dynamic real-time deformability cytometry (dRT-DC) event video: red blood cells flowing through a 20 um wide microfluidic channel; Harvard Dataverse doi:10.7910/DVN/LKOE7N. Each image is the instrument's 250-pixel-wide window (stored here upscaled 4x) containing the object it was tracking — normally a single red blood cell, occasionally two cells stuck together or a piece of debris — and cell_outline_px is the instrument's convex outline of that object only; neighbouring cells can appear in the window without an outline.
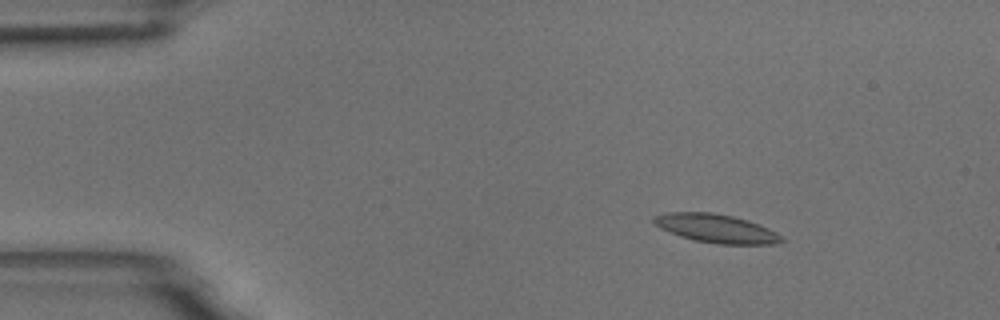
{"species": "common noctule bat (a hibernating species)", "species_latin": "Nyctalus noctula", "temperature_condition": "room temperature", "stored_images_in_passage": 5, "camera_frame_rate_fps": 3000, "um_per_image_px": 0.085, "animal": {"sex": "male", "body_mass_g": 18.8}, "frame": {"image": 1, "passage_image": 3, "time_ms": 2.333, "image_size_px": [1000, 320], "cell_outline_px": [[788, 240], [776, 244], [720, 244], [692, 240], [680, 236], [660, 228], [652, 220], [652, 216], [668, 212], [712, 212], [732, 216], [748, 220], [768, 228], [776, 232]], "centroid_in_image_um": [60.9, 19.42], "position_along_channel_um": 24.1, "area_um2": 21.39}}